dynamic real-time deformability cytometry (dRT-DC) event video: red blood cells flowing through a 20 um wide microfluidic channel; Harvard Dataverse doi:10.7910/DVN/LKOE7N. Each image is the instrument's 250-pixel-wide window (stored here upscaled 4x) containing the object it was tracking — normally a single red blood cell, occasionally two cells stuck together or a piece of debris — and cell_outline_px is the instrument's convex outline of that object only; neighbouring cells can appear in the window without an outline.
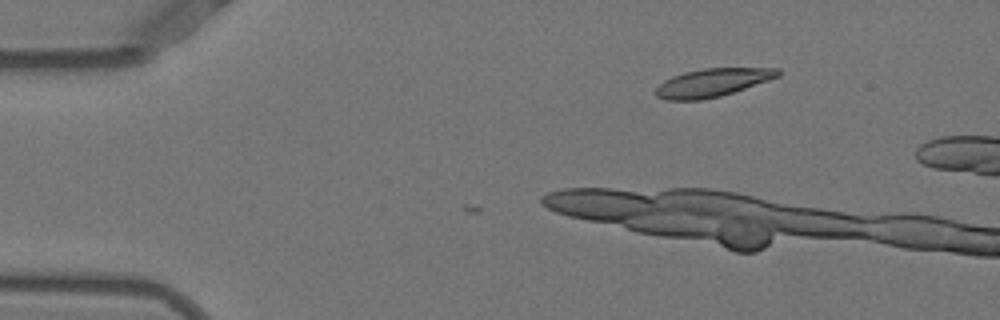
{"species": "Egyptian fruit bat (a non-hibernating species)", "species_latin": "Rousettus aegyptiacus", "temperature_condition": "warm", "stored_images_in_passage": 4, "camera_frame_rate_fps": 3000, "um_per_image_px": 0.085, "animal": {"sex": "female"}, "frame": {"image": 1, "passage_image": 1, "time_ms": 0.0, "image_size_px": [1000, 320], "cell_outline_px": [[780, 76], [720, 96], [700, 100], [668, 100], [656, 96], [656, 88], [664, 80], [672, 76], [684, 72], [704, 68], [780, 68]], "centroid_in_image_um": [60.54, 7.01], "position_along_channel_um": 24.5, "area_um2": 19.83}}